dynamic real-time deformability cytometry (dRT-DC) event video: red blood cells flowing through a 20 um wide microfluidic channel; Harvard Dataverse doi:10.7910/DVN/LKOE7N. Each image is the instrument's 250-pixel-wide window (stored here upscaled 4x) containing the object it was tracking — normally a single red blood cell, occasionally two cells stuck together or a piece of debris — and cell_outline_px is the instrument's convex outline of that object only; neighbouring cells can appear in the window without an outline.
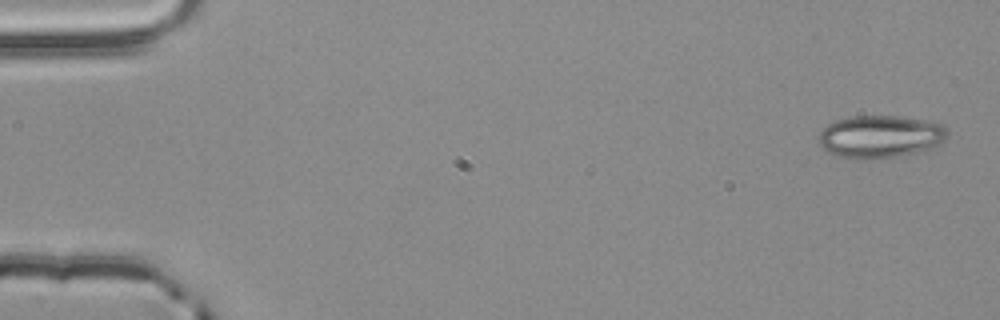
{"species": "common noctule bat (a hibernating species)", "species_latin": "Nyctalus noctula", "temperature_condition": "room temperature", "stored_images_in_passage": 3, "camera_frame_rate_fps": 3000, "um_per_image_px": 0.085, "animal": {"sex": "male", "body_mass_g": 20.4}, "frame": {"image": 1, "passage_image": 1, "time_ms": 0.0, "image_size_px": [1000, 320], "cell_outline_px": [[948, 136], [944, 140], [928, 148], [916, 152], [896, 156], [872, 160], [856, 160], [836, 156], [828, 152], [820, 144], [820, 132], [828, 124], [836, 120], [852, 116], [900, 116], [924, 120], [944, 124], [948, 132]], "centroid_in_image_um": [74.8, 11.62], "position_along_channel_um": 10.2, "area_um2": 31.96}}